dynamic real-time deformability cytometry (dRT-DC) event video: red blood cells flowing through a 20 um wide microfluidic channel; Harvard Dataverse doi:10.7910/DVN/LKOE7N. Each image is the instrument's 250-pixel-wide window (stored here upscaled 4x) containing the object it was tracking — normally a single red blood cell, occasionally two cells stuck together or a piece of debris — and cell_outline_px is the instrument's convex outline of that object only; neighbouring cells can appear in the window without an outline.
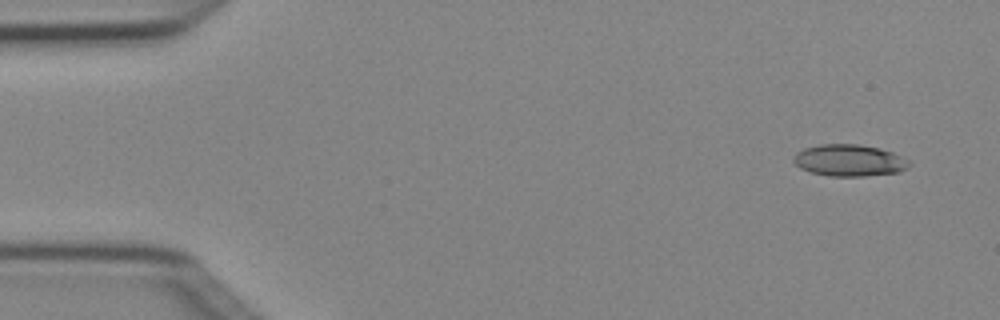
{"species": "Egyptian fruit bat (a non-hibernating species)", "species_latin": "Rousettus aegyptiacus", "temperature_condition": "cold", "stored_images_in_passage": 4, "camera_frame_rate_fps": 3000, "um_per_image_px": 0.085, "animal": {"sex": "female"}, "frame": {"image": 1, "passage_image": 1, "time_ms": 0.0, "image_size_px": [1000, 320], "cell_outline_px": [[912, 164], [908, 168], [900, 172], [864, 176], [828, 176], [812, 172], [800, 168], [792, 160], [796, 152], [804, 148], [820, 144], [860, 144], [880, 148], [892, 152], [908, 160]], "centroid_in_image_um": [72.2, 13.63], "position_along_channel_um": 12.8, "area_um2": 21.5}}
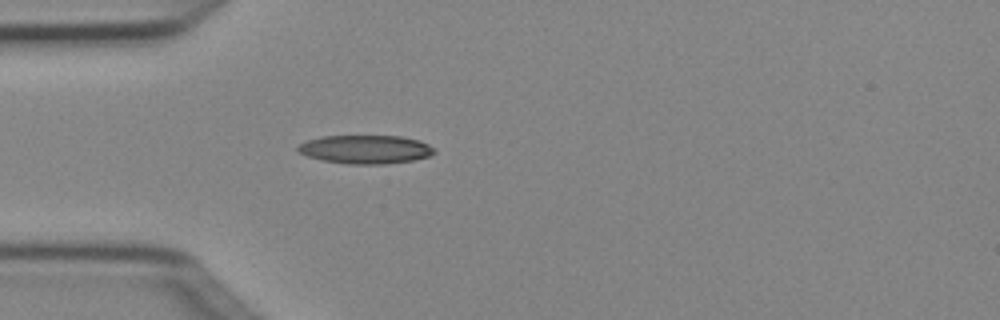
{"frame": {"image": 2, "passage_image": 4, "time_ms": 1.0, "image_size_px": [1000, 320], "cell_outline_px": [[436, 152], [428, 156], [412, 160], [384, 164], [348, 164], [324, 160], [308, 156], [300, 152], [296, 148], [304, 140], [324, 136], [400, 136], [420, 140], [428, 144]], "centroid_in_image_um": [31.06, 12.69], "position_along_channel_um": 53.9, "area_um2": 22.54}}